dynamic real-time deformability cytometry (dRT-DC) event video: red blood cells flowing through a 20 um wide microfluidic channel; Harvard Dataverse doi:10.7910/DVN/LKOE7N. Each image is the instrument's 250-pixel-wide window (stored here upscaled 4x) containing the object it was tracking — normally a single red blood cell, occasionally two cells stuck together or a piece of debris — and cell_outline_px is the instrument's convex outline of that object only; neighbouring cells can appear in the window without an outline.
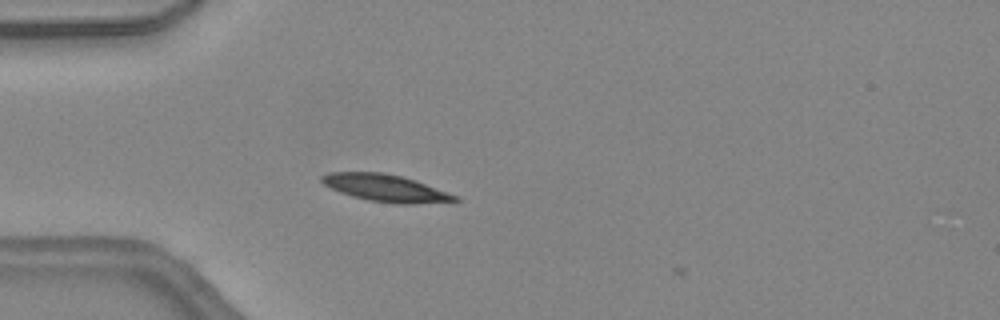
{"species": "common noctule bat (a hibernating species)", "species_latin": "Nyctalus noctula", "temperature_condition": "warm", "stored_images_in_passage": 4, "camera_frame_rate_fps": 3000, "um_per_image_px": 0.085, "animal": {"sex": "female", "body_mass_g": 24.6, "forearm_length_mm": 56.2}, "frame": {"image": 1, "passage_image": 3, "time_ms": 0.667, "image_size_px": [1000, 320], "cell_outline_px": [[460, 200], [412, 204], [396, 204], [368, 200], [352, 196], [340, 192], [324, 184], [320, 180], [320, 176], [328, 172], [384, 172], [416, 180], [460, 196]], "centroid_in_image_um": [32.79, 15.98], "position_along_channel_um": 52.2, "area_um2": 21.1}}